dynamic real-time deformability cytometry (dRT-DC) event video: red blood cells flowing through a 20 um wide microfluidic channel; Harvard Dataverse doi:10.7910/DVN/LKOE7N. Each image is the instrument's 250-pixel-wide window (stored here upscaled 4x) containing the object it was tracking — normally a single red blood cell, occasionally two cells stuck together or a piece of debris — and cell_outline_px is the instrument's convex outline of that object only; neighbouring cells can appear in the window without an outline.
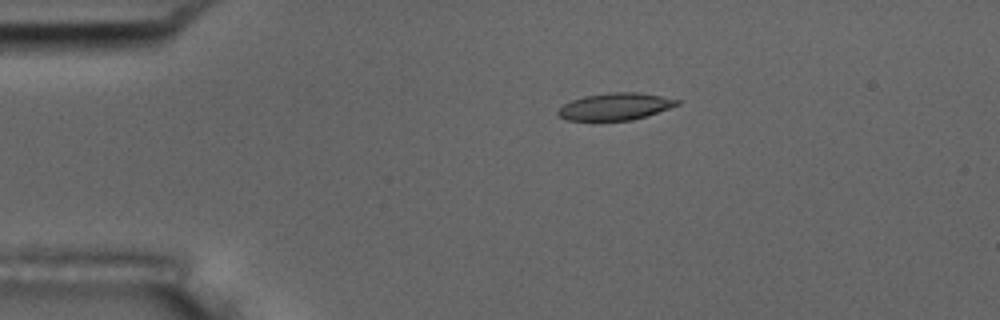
{"species": "common noctule bat (a hibernating species)", "species_latin": "Nyctalus noctula", "temperature_condition": "room temperature", "stored_images_in_passage": 44, "camera_frame_rate_fps": 3000, "um_per_image_px": 0.085, "animal": {"sex": "male", "body_mass_g": 17.5, "forearm_length_mm": 52.3}, "frame": {"image": 1, "passage_image": 1, "time_ms": 0.0, "image_size_px": [1000, 320], "cell_outline_px": [[680, 104], [632, 120], [564, 120], [556, 112], [564, 104], [572, 100], [584, 96], [608, 92], [636, 92], [660, 96], [680, 100]], "centroid_in_image_um": [52.26, 9.05], "position_along_channel_um": 32.7, "area_um2": 18.5}}
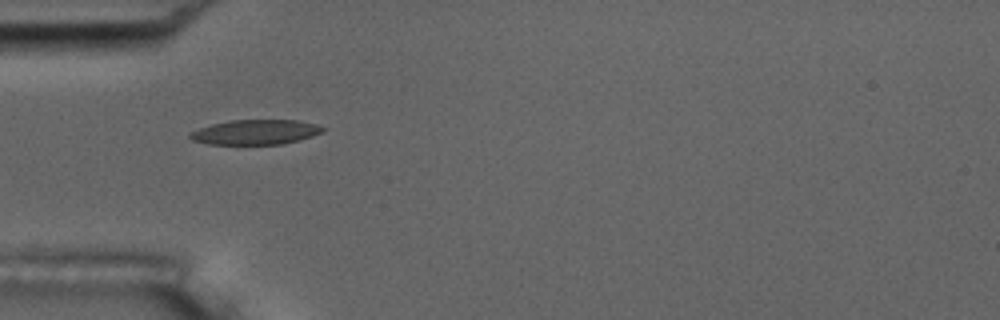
{"frame": {"image": 2, "passage_image": 7, "time_ms": 2.0, "image_size_px": [1000, 320], "cell_outline_px": [[324, 132], [312, 136], [284, 144], [208, 144], [192, 140], [188, 136], [192, 132], [200, 128], [212, 124], [228, 120], [296, 120], [316, 124], [324, 128]], "centroid_in_image_um": [21.73, 11.23], "position_along_channel_um": 63.3, "area_um2": 19.13}}
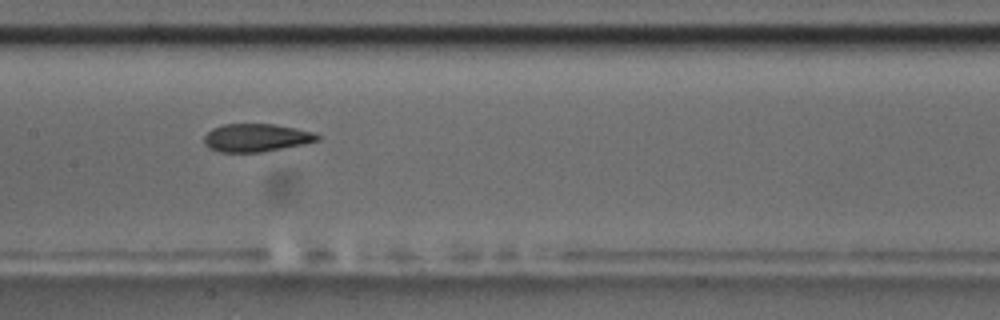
{"frame": {"image": 3, "passage_image": 17, "time_ms": 5.333, "image_size_px": [1000, 320], "cell_outline_px": [[320, 140], [304, 144], [264, 152], [220, 152], [208, 148], [204, 144], [204, 136], [212, 128], [224, 124], [272, 124], [296, 128], [312, 132], [320, 136]], "centroid_in_image_um": [21.77, 11.71], "position_along_channel_um": 185.6, "area_um2": 18.55}, "authors_computed_cell_mechanics": {"area_um2": 19.4497, "velocity_mm_per_s": 3.7083, "shape_relaxation_time_tau1_ms": 5.4915, "shape_relaxation_time_tau2_ms": 1.8565, "deformation_change_tau1": 0.1723, "deformation_change_tau2": 0.0898}}